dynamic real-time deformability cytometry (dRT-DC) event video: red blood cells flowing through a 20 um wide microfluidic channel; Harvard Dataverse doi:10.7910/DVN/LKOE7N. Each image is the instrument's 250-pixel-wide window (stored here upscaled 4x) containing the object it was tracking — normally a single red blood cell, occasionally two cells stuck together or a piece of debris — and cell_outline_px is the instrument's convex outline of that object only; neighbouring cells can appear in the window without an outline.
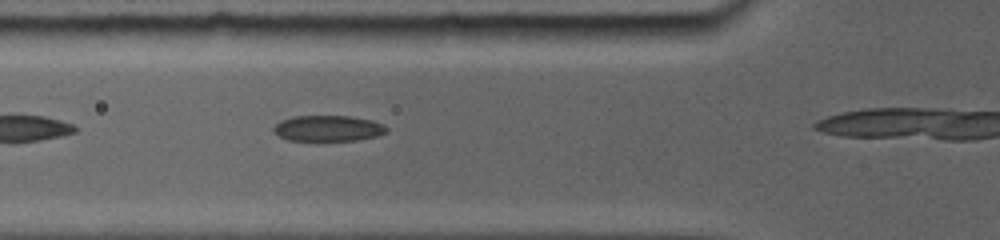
{"species": "common noctule bat (a hibernating species)", "species_latin": "Nyctalus noctula", "temperature_condition": "room temperature", "stored_images_in_passage": 8, "camera_frame_rate_fps": 5000, "um_per_image_px": 0.085, "animal": {"sex": "female", "body_mass_g": 19.0, "forearm_length_mm": 56.7}, "frame": {"image": 1, "passage_image": 3, "time_ms": 0.6, "image_size_px": [1000, 240], "cell_outline_px": [[388, 128], [384, 132], [376, 136], [356, 140], [288, 140], [280, 136], [272, 128], [280, 120], [292, 116], [348, 116], [372, 120]], "centroid_in_image_um": [27.84, 10.9], "position_along_channel_um": 98.0, "area_um2": 16.7}}